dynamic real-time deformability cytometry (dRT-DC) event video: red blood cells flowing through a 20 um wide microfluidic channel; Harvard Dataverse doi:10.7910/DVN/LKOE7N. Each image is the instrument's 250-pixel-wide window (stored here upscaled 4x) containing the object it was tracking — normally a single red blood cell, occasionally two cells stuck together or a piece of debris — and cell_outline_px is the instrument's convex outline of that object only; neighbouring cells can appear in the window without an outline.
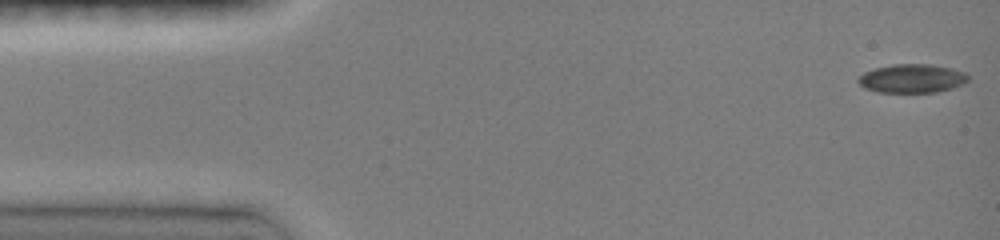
{"species": "common noctule bat (a hibernating species)", "species_latin": "Nyctalus noctula", "temperature_condition": "room temperature", "stored_images_in_passage": 13, "camera_frame_rate_fps": 3000, "um_per_image_px": 0.085, "animal": {"sex": "female", "body_mass_g": 19.0, "forearm_length_mm": 51.5}, "frame": {"image": 1, "passage_image": 1, "time_ms": 0.0, "image_size_px": [1000, 240], "cell_outline_px": [[968, 80], [964, 84], [952, 88], [936, 92], [876, 92], [864, 88], [856, 80], [864, 72], [876, 68], [892, 64], [928, 64], [952, 68], [964, 72], [968, 76]], "centroid_in_image_um": [77.51, 6.67], "position_along_channel_um": 7.5, "area_um2": 18.38}}
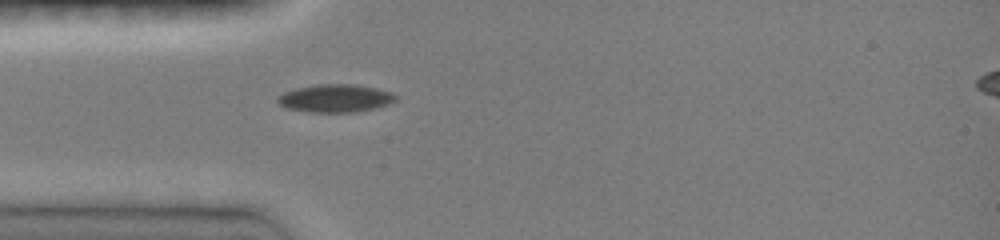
{"frame": {"image": 2, "passage_image": 10, "time_ms": 4.0, "image_size_px": [1000, 240], "cell_outline_px": [[396, 100], [388, 104], [376, 108], [356, 112], [308, 112], [288, 108], [280, 104], [276, 100], [276, 96], [284, 92], [296, 88], [316, 84], [356, 84], [376, 88], [392, 92], [396, 96]], "centroid_in_image_um": [28.5, 8.35], "position_along_channel_um": 56.5, "area_um2": 19.31}}